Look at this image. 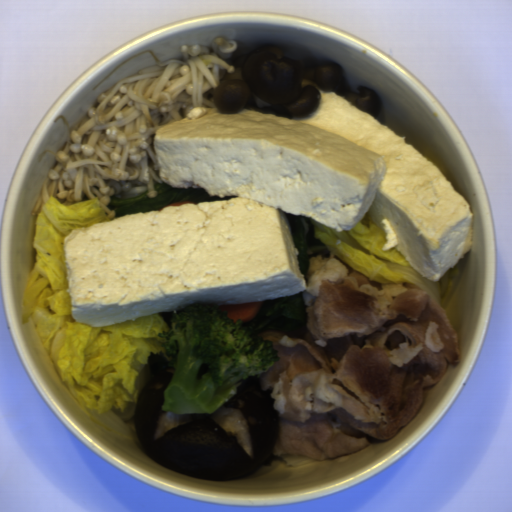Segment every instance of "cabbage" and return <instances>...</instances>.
I'll return each mask as SVG.
<instances>
[{
  "label": "cabbage",
  "mask_w": 512,
  "mask_h": 512,
  "mask_svg": "<svg viewBox=\"0 0 512 512\" xmlns=\"http://www.w3.org/2000/svg\"><path fill=\"white\" fill-rule=\"evenodd\" d=\"M111 220L95 196L61 205L52 195L41 205L32 246L35 263L21 300V324L31 318L59 377L79 408L99 427L139 440L135 414L138 395L154 379L149 357L161 352L159 337L171 327L158 314L106 326L77 323L71 313L65 238L75 229Z\"/></svg>",
  "instance_id": "obj_1"
},
{
  "label": "cabbage",
  "mask_w": 512,
  "mask_h": 512,
  "mask_svg": "<svg viewBox=\"0 0 512 512\" xmlns=\"http://www.w3.org/2000/svg\"><path fill=\"white\" fill-rule=\"evenodd\" d=\"M315 238L342 263L379 284L409 283L427 292L441 307L453 286L460 269L455 264L438 281H431L407 261L397 249H383L387 240L384 232L368 213L353 227L337 232L311 218Z\"/></svg>",
  "instance_id": "obj_2"
}]
</instances>
